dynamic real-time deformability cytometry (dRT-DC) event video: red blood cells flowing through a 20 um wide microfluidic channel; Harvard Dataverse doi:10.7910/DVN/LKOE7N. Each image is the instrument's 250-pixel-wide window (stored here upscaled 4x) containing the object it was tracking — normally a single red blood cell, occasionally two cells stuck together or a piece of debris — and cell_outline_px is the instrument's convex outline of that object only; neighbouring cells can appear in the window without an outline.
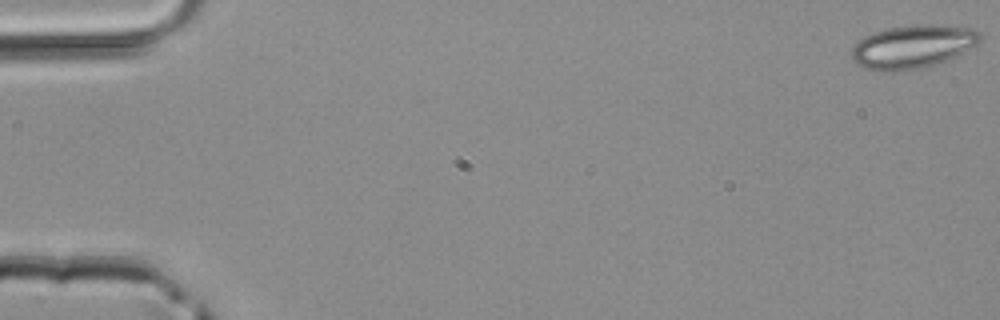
{"species": "common noctule bat (a hibernating species)", "species_latin": "Nyctalus noctula", "temperature_condition": "room temperature", "stored_images_in_passage": 3, "camera_frame_rate_fps": 3000, "um_per_image_px": 0.085, "animal": {"sex": "male", "body_mass_g": 20.4}, "frame": {"image": 1, "passage_image": 1, "time_ms": 0.0, "image_size_px": [1000, 320], "cell_outline_px": [[980, 40], [976, 44], [956, 56], [936, 64], [920, 68], [896, 72], [884, 72], [864, 68], [856, 64], [852, 60], [852, 48], [864, 36], [872, 32], [888, 28], [916, 24], [936, 24], [976, 28], [980, 36]], "centroid_in_image_um": [77.56, 3.96], "position_along_channel_um": 7.4, "area_um2": 32.6}}